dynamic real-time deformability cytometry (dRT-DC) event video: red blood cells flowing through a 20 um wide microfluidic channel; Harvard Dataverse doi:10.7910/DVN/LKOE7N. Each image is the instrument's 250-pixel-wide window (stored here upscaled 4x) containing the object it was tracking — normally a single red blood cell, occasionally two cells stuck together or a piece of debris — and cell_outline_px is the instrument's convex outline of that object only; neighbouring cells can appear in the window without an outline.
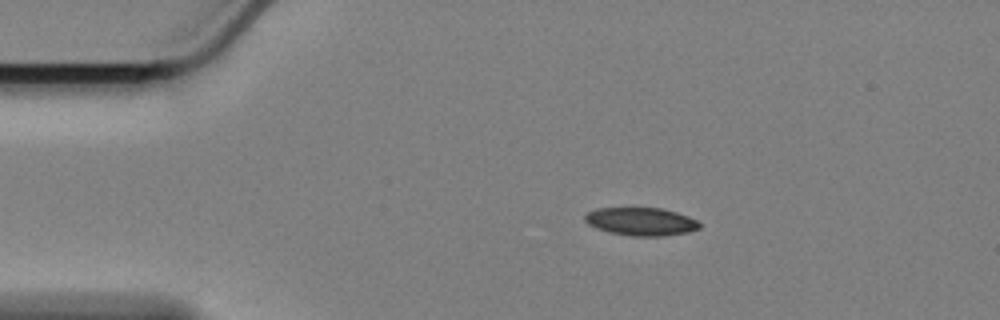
{"species": "Egyptian fruit bat (a non-hibernating species)", "species_latin": "Rousettus aegyptiacus", "temperature_condition": "cold", "stored_images_in_passage": 18, "camera_frame_rate_fps": 3000, "um_per_image_px": 0.085, "animal": {"sex": "female"}, "frame": {"image": 1, "passage_image": 1, "time_ms": 0.0, "image_size_px": [1000, 320], "cell_outline_px": [[700, 228], [688, 232], [660, 236], [636, 236], [612, 232], [596, 228], [588, 224], [584, 220], [584, 216], [588, 212], [596, 208], [660, 208], [676, 212], [688, 216], [696, 220], [700, 224]], "centroid_in_image_um": [54.48, 18.82], "position_along_channel_um": 30.5, "area_um2": 18.5}}
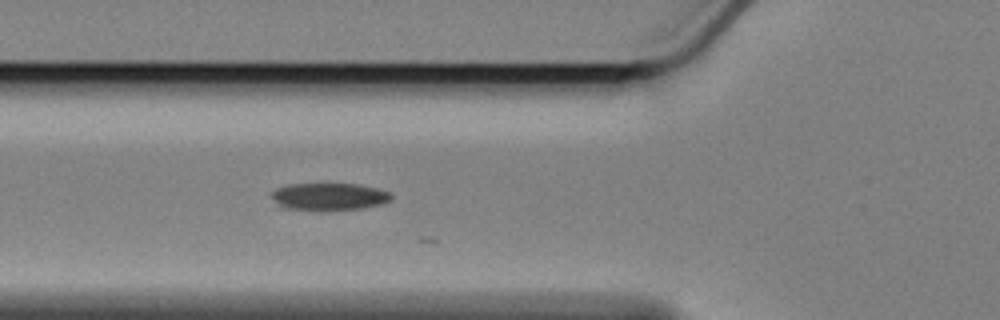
{"frame": {"image": 2, "passage_image": 11, "time_ms": 3.333, "image_size_px": [1000, 320], "cell_outline_px": [[392, 200], [384, 204], [360, 208], [328, 212], [320, 212], [276, 208], [272, 196], [272, 192], [276, 188], [288, 184], [356, 184], [380, 188], [392, 192]], "centroid_in_image_um": [27.95, 16.75], "position_along_channel_um": 97.8, "area_um2": 20.06}}
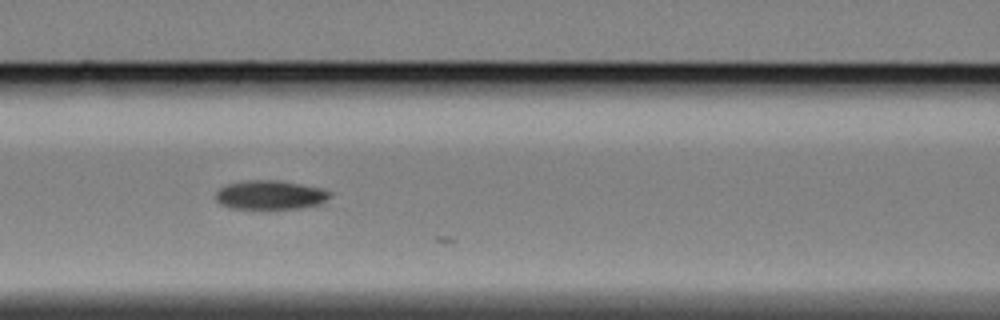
{"frame": {"image": 3, "passage_image": 15, "time_ms": 4.667, "image_size_px": [1000, 320], "cell_outline_px": [[332, 196], [320, 204], [300, 208], [232, 208], [220, 204], [216, 200], [216, 192], [220, 188], [228, 184], [252, 180], [276, 180], [320, 188], [332, 192]], "centroid_in_image_um": [22.99, 16.57], "position_along_channel_um": 143.6, "area_um2": 19.02}}